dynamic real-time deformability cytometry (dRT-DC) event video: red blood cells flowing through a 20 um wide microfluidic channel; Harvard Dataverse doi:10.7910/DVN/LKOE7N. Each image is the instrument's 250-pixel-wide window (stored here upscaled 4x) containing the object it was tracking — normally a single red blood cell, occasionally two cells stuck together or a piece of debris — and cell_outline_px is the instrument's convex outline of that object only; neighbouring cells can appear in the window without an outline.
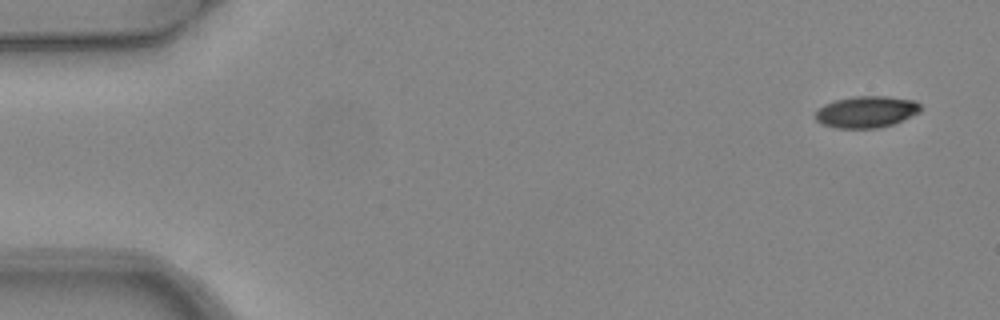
{"species": "common noctule bat (a hibernating species)", "species_latin": "Nyctalus noctula", "temperature_condition": "warm", "stored_images_in_passage": 6, "camera_frame_rate_fps": 3000, "um_per_image_px": 0.085, "animal": {"sex": "female", "body_mass_g": 24.6, "forearm_length_mm": 56.2}, "frame": {"image": 1, "passage_image": 1, "time_ms": 0.0, "image_size_px": [1000, 320], "cell_outline_px": [[920, 112], [892, 124], [880, 128], [836, 128], [820, 124], [816, 120], [816, 112], [824, 104], [836, 100], [852, 96], [888, 96], [916, 100], [920, 104]], "centroid_in_image_um": [73.64, 9.5], "position_along_channel_um": 11.4, "area_um2": 19.42}}
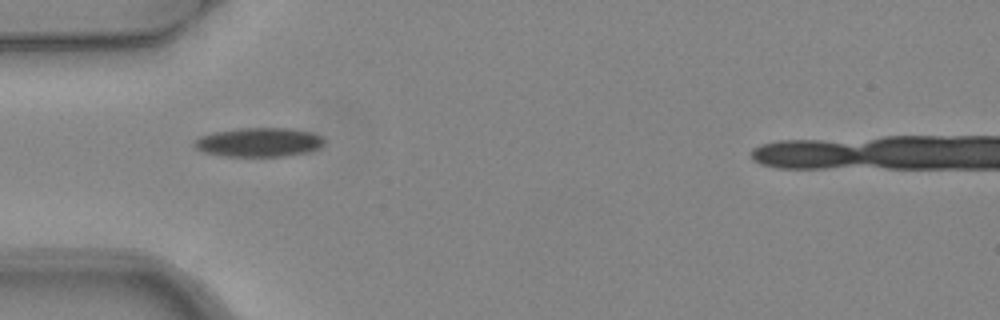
{"frame": {"image": 2, "passage_image": 5, "time_ms": 1.333, "image_size_px": [1000, 320], "cell_outline_px": [[324, 144], [320, 148], [308, 152], [288, 156], [224, 156], [204, 152], [196, 148], [192, 144], [200, 136], [212, 132], [236, 128], [292, 128], [312, 132], [324, 136]], "centroid_in_image_um": [22.05, 12.08], "position_along_channel_um": 63.0, "area_um2": 22.31}}
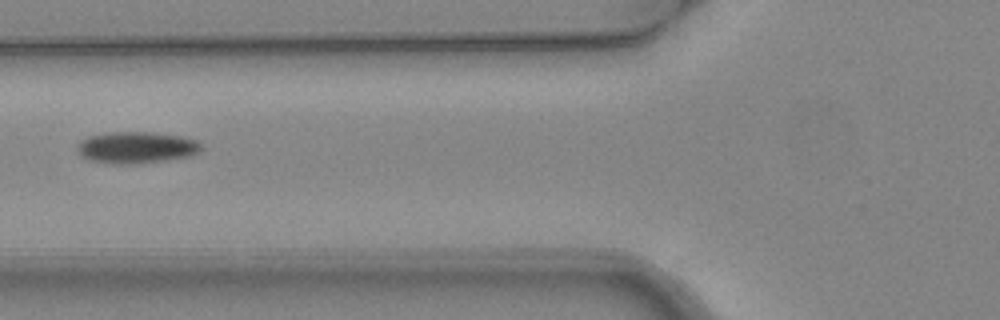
{"frame": {"image": 3, "passage_image": 6, "time_ms": 1.667, "image_size_px": [1000, 320], "cell_outline_px": [[204, 148], [200, 152], [192, 156], [164, 160], [132, 164], [112, 164], [88, 160], [76, 152], [76, 144], [80, 140], [88, 136], [112, 132], [152, 132], [180, 136], [196, 140]], "centroid_in_image_um": [11.57, 12.54], "position_along_channel_um": 114.2, "area_um2": 23.12}}